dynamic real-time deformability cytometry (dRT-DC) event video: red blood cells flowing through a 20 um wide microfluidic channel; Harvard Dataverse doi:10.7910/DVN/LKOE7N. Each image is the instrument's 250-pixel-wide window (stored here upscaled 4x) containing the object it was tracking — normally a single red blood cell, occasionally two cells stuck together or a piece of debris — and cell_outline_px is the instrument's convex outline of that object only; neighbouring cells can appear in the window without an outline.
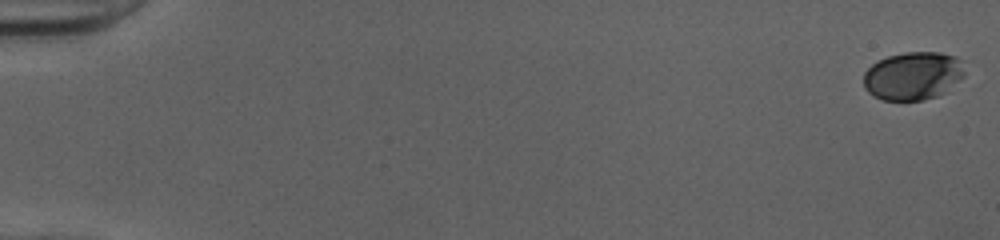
{"species": "human", "species_latin": "Homo sapiens", "temperature_condition": "cold", "stored_images_in_passage": 52, "camera_frame_rate_fps": 3000, "um_per_image_px": 0.085, "donor": {"sex": "female"}, "frame": {"image": 1, "passage_image": 1, "time_ms": 0.0, "image_size_px": [1000, 240], "cell_outline_px": [[964, 76], [948, 92], [924, 100], [884, 100], [872, 96], [864, 88], [864, 72], [876, 60], [888, 56], [904, 52], [940, 52], [956, 56], [960, 60], [964, 72]], "centroid_in_image_um": [77.6, 6.45], "position_along_channel_um": 7.4, "area_um2": 28.73}}
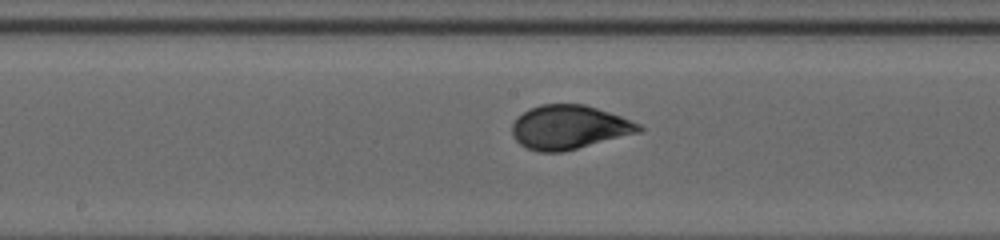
{"frame": {"image": 2, "passage_image": 29, "time_ms": 9.333, "image_size_px": [1000, 240], "cell_outline_px": [[644, 128], [640, 132], [560, 152], [540, 152], [528, 148], [520, 144], [516, 140], [512, 132], [512, 124], [516, 116], [528, 108], [540, 104], [584, 104], [620, 116], [640, 124]], "centroid_in_image_um": [48.33, 10.8], "position_along_channel_um": 199.9, "area_um2": 32.25}}
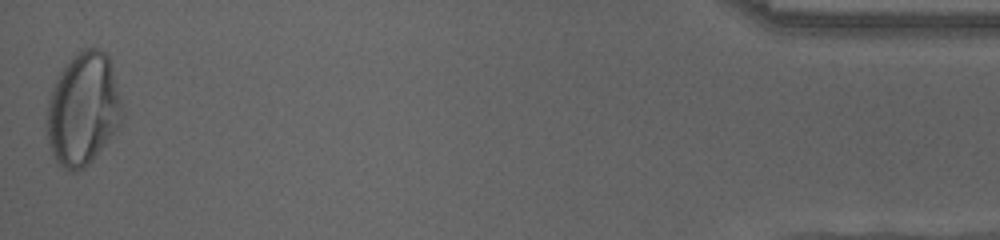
{"frame": {"image": 3, "passage_image": 52, "time_ms": 17.0, "image_size_px": [1000, 240], "cell_outline_px": [[124, 120], [92, 160], [88, 164], [76, 172], [68, 172], [56, 164], [48, 144], [48, 100], [52, 88], [64, 64], [76, 52], [84, 48], [100, 48], [108, 56], [112, 68], [120, 96], [124, 116]], "centroid_in_image_um": [7.06, 9.29], "position_along_channel_um": 428.1, "area_um2": 49.65}, "authors_computed_cell_mechanics": {"area_um2": 32.1657, "velocity_mm_per_s": 4.0436, "shape_relaxation_time_tau1_ms": 5.0649, "shape_relaxation_time_tau2_ms": null, "deformation_change_tau1": 0.1891, "deformation_change_tau2": null}}